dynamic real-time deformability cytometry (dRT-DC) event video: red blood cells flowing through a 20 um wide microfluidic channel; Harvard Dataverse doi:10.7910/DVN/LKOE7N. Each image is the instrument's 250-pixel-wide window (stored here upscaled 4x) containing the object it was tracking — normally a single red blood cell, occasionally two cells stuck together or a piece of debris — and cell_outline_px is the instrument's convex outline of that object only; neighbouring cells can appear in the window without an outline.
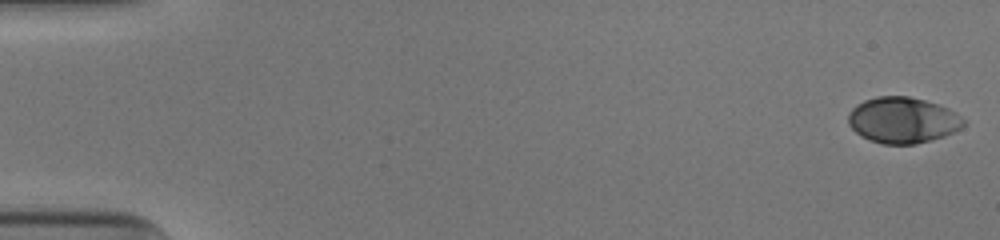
{"species": "human", "species_latin": "Homo sapiens", "temperature_condition": "cold", "stored_images_in_passage": 52, "camera_frame_rate_fps": 3000, "um_per_image_px": 0.085, "donor": {"sex": "male"}, "frame": {"image": 1, "passage_image": 1, "time_ms": 0.0, "image_size_px": [1000, 240], "cell_outline_px": [[964, 124], [960, 128], [944, 136], [912, 144], [884, 144], [868, 140], [860, 136], [848, 124], [848, 112], [856, 104], [864, 100], [876, 96], [908, 96], [924, 100], [948, 108], [956, 112], [964, 120]], "centroid_in_image_um": [76.68, 10.2], "position_along_channel_um": 8.3, "area_um2": 30.81}}
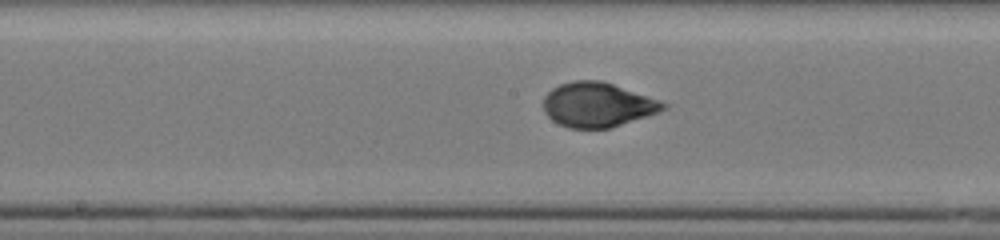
{"frame": {"image": 2, "passage_image": 28, "time_ms": 9.0, "image_size_px": [1000, 240], "cell_outline_px": [[668, 108], [660, 112], [612, 128], [568, 128], [552, 120], [544, 112], [544, 96], [552, 88], [560, 84], [572, 80], [600, 80], [660, 100], [668, 104]], "centroid_in_image_um": [50.81, 8.91], "position_along_channel_um": 197.4, "area_um2": 31.21}}
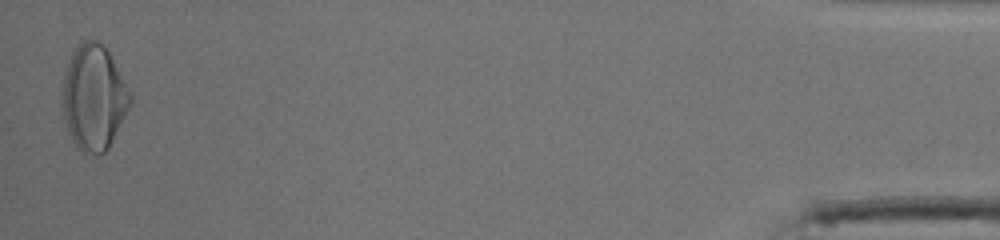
{"frame": {"image": 3, "passage_image": 52, "time_ms": 17.0, "image_size_px": [1000, 240], "cell_outline_px": [[132, 104], [108, 148], [104, 152], [96, 156], [80, 152], [76, 148], [68, 132], [64, 120], [60, 104], [64, 72], [72, 52], [84, 40], [96, 40], [108, 52], [132, 96]], "centroid_in_image_um": [7.93, 8.35], "position_along_channel_um": 427.3, "area_um2": 41.79}, "authors_computed_cell_mechanics": {"area_um2": 30.9808, "velocity_mm_per_s": 3.9315, "shape_relaxation_time_tau1_ms": 4.0335, "shape_relaxation_time_tau2_ms": null, "deformation_change_tau1": 0.1874, "deformation_change_tau2": null}}